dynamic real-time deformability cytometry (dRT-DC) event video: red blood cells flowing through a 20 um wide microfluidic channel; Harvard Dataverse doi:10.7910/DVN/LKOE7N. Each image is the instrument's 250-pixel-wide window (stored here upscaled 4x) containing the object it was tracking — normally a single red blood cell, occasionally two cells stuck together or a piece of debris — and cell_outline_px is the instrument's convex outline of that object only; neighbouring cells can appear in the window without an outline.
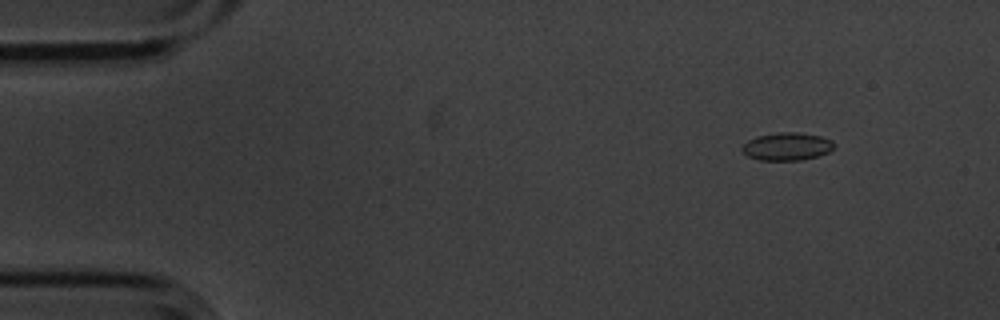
{"species": "common noctule bat (a hibernating species)", "species_latin": "Nyctalus noctula", "temperature_condition": "cold", "stored_images_in_passage": 6, "camera_frame_rate_fps": 3000, "um_per_image_px": 0.085, "animal": {"sex": "male", "body_mass_g": 20.1, "forearm_length_mm": 53.5}, "frame": {"image": 1, "passage_image": 2, "time_ms": 0.333, "image_size_px": [1000, 320], "cell_outline_px": [[836, 144], [828, 152], [816, 156], [800, 160], [760, 160], [748, 156], [740, 148], [748, 140], [756, 136], [780, 132], [796, 132], [820, 136], [832, 140]], "centroid_in_image_um": [66.88, 12.44], "position_along_channel_um": 18.1, "area_um2": 14.8}}
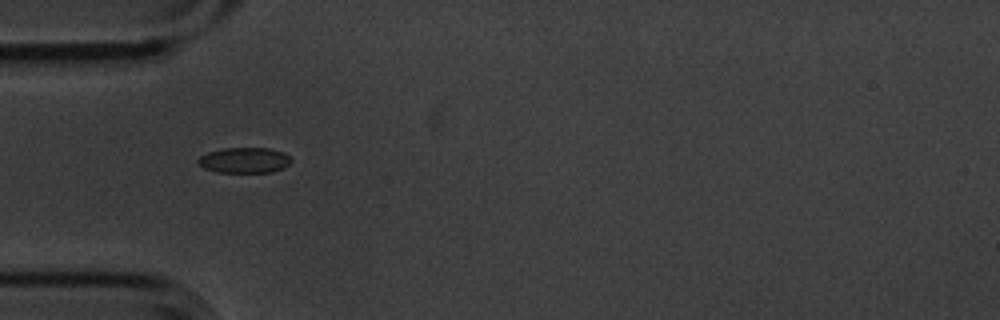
{"frame": {"image": 2, "passage_image": 5, "time_ms": 1.333, "image_size_px": [1000, 320], "cell_outline_px": [[292, 160], [284, 168], [272, 172], [216, 172], [204, 168], [196, 160], [200, 156], [208, 152], [224, 148], [268, 148], [284, 152]], "centroid_in_image_um": [20.78, 13.62], "position_along_channel_um": 64.2, "area_um2": 13.81}}
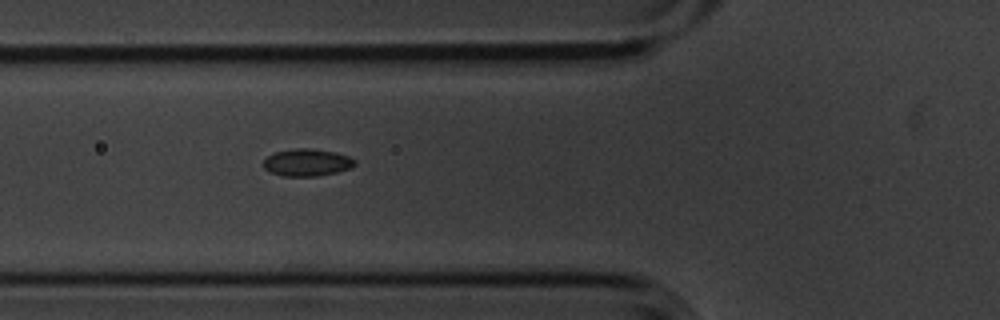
{"frame": {"image": 3, "passage_image": 6, "time_ms": 1.667, "image_size_px": [1000, 320], "cell_outline_px": [[356, 164], [352, 168], [336, 172], [316, 176], [284, 176], [272, 172], [264, 168], [264, 160], [268, 156], [276, 152], [296, 148], [312, 148], [336, 152], [348, 156], [356, 160]], "centroid_in_image_um": [26.14, 13.8], "position_along_channel_um": 99.7, "area_um2": 14.45}}